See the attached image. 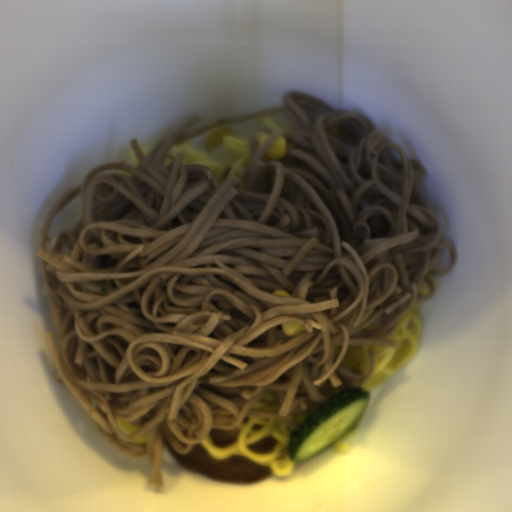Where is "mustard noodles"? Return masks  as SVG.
Here are the masks:
<instances>
[{
	"instance_id": "mustard-noodles-1",
	"label": "mustard noodles",
	"mask_w": 512,
	"mask_h": 512,
	"mask_svg": "<svg viewBox=\"0 0 512 512\" xmlns=\"http://www.w3.org/2000/svg\"><path fill=\"white\" fill-rule=\"evenodd\" d=\"M281 102L191 128L194 113L146 156L128 139L136 166L90 168L41 221L53 380L120 454L148 456L146 484L158 489L165 439L183 456L247 417L295 430L299 405L330 399L327 380L368 381L376 347L397 348L389 339L402 321L432 301L429 277L457 268L458 246L442 237L449 216L408 137L410 160L363 110L295 89ZM278 113L291 128L250 130L249 165L221 184L206 164L167 153L224 123ZM282 135L287 154L269 160ZM290 321L305 333L287 337L280 323ZM366 344L367 375L342 366L348 346ZM269 390L280 406L252 410ZM117 418L138 431L120 432Z\"/></svg>"
}]
</instances>
